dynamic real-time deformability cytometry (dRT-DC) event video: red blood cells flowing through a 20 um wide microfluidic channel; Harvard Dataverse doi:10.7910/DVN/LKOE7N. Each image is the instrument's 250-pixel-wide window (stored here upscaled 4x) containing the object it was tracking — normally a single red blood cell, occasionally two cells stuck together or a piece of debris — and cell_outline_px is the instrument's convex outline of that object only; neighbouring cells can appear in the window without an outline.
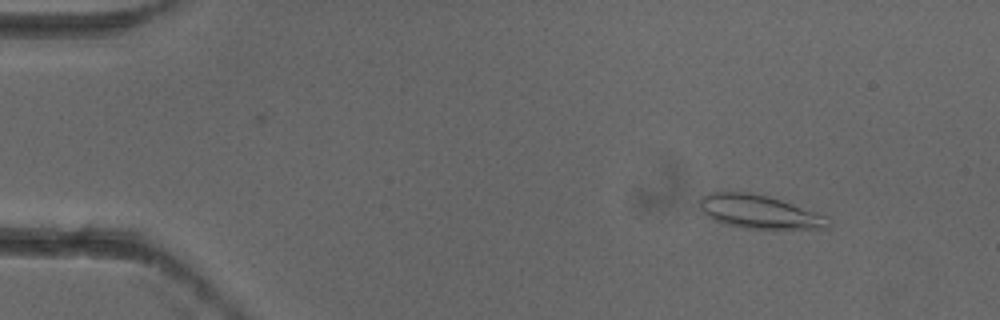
{"species": "common noctule bat (a hibernating species)", "species_latin": "Nyctalus noctula", "temperature_condition": "cold", "stored_images_in_passage": 5, "camera_frame_rate_fps": 3000, "um_per_image_px": 0.085, "animal": {"sex": "female"}, "frame": {"image": 1, "passage_image": 2, "time_ms": 0.333, "image_size_px": [1000, 320], "cell_outline_px": [[832, 224], [828, 228], [748, 228], [724, 224], [708, 216], [700, 208], [700, 200], [704, 196], [716, 192], [752, 192], [768, 196], [792, 204], [824, 216]], "centroid_in_image_um": [64.52, 18.0], "position_along_channel_um": 20.5, "area_um2": 24.33}}